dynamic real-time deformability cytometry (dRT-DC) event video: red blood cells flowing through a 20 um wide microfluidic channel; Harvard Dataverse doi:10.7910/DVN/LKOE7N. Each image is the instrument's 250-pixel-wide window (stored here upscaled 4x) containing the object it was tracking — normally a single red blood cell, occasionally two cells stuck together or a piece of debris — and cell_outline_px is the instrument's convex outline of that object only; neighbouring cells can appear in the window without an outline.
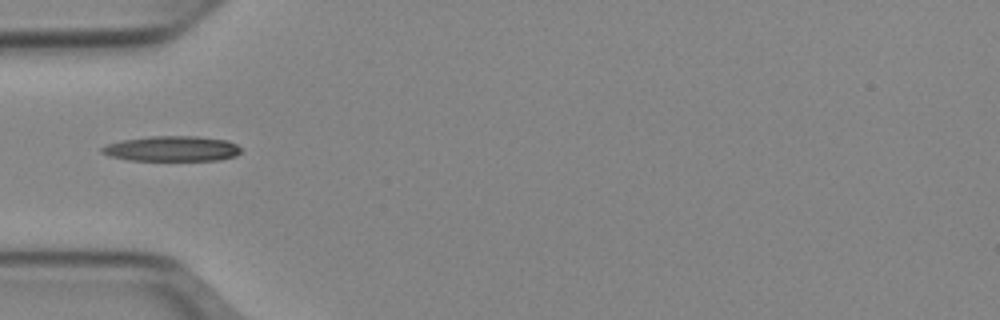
{"species": "Egyptian fruit bat (a non-hibernating species)", "species_latin": "Rousettus aegyptiacus", "temperature_condition": "cold", "stored_images_in_passage": 36, "camera_frame_rate_fps": 3000, "um_per_image_px": 0.085, "animal": {"sex": "female"}, "frame": {"image": 1, "passage_image": 1, "time_ms": 0.0, "image_size_px": [1000, 320], "cell_outline_px": [[240, 152], [236, 156], [220, 160], [128, 160], [108, 156], [100, 152], [100, 148], [104, 144], [120, 140], [152, 136], [196, 136], [228, 140], [236, 144], [240, 148]], "centroid_in_image_um": [14.57, 12.63], "position_along_channel_um": 70.4, "area_um2": 20.69}}
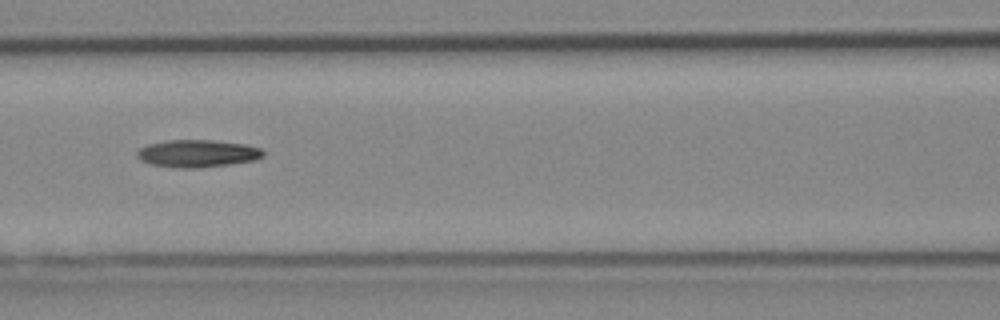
{"frame": {"image": 2, "passage_image": 7, "time_ms": 2.0, "image_size_px": [1000, 320], "cell_outline_px": [[264, 156], [256, 160], [200, 168], [176, 168], [148, 164], [140, 160], [136, 156], [136, 152], [140, 148], [148, 144], [168, 140], [212, 140], [244, 144], [260, 148], [264, 152]], "centroid_in_image_um": [16.75, 13.05], "position_along_channel_um": 149.9, "area_um2": 20.29}}
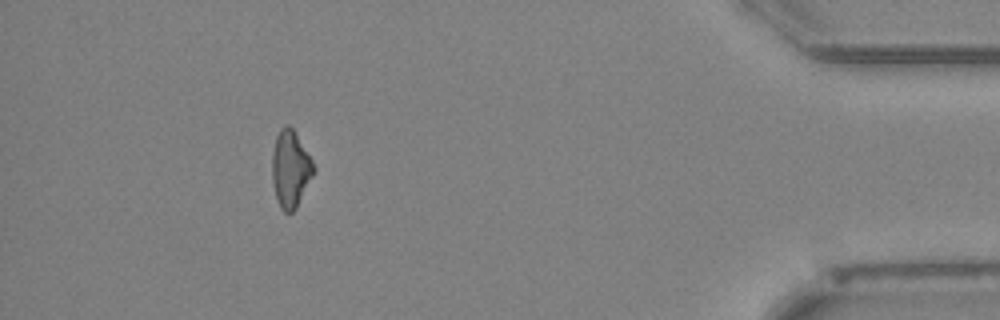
{"frame": {"image": 3, "passage_image": 31, "time_ms": 10.0, "image_size_px": [1000, 320], "cell_outline_px": [[316, 172], [296, 208], [292, 212], [284, 212], [280, 208], [276, 200], [272, 180], [272, 156], [276, 136], [280, 128], [284, 124], [288, 124], [292, 128], [312, 160], [316, 168]], "centroid_in_image_um": [24.69, 14.38], "position_along_channel_um": 410.5, "area_um2": 18.79}}